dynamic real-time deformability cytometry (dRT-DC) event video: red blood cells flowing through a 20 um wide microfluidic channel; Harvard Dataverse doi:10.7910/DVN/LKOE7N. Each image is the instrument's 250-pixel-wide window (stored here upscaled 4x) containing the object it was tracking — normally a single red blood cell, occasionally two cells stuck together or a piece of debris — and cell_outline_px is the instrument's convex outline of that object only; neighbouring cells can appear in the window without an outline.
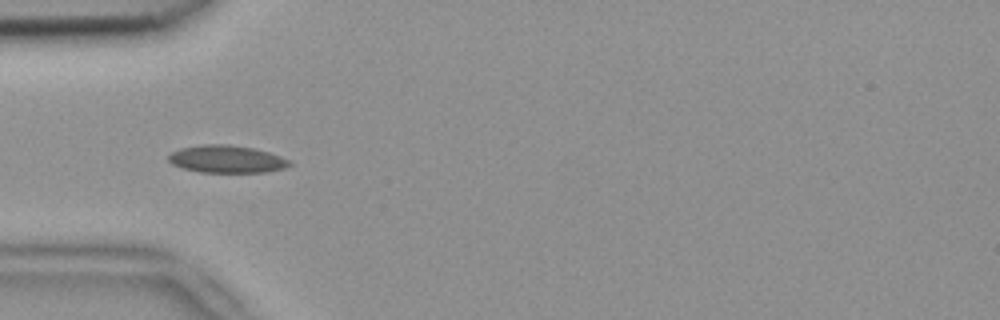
{"species": "common noctule bat (a hibernating species)", "species_latin": "Nyctalus noctula", "temperature_condition": "room temperature", "stored_images_in_passage": 6, "camera_frame_rate_fps": 3000, "um_per_image_px": 0.085, "animal": {"sex": "female", "body_mass_g": 18.4}, "frame": {"image": 1, "passage_image": 3, "time_ms": 0.667, "image_size_px": [1000, 320], "cell_outline_px": [[292, 164], [284, 168], [268, 172], [200, 172], [184, 168], [172, 164], [168, 160], [168, 156], [172, 152], [180, 148], [204, 144], [228, 144], [252, 148], [268, 152], [292, 160]], "centroid_in_image_um": [19.29, 13.52], "position_along_channel_um": 65.7, "area_um2": 19.36}}
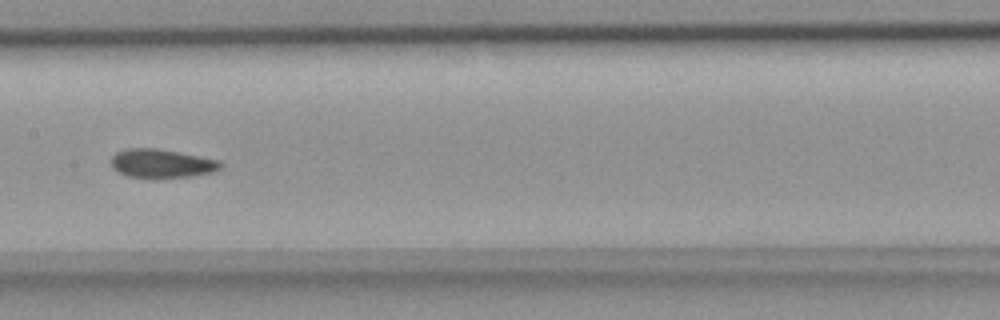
{"frame": {"image": 2, "passage_image": 6, "time_ms": 1.667, "image_size_px": [1000, 320], "cell_outline_px": [[220, 168], [212, 172], [192, 176], [152, 180], [128, 176], [112, 168], [112, 156], [116, 152], [128, 148], [156, 148], [220, 160]], "centroid_in_image_um": [13.71, 13.92], "position_along_channel_um": 193.7, "area_um2": 18.55}}